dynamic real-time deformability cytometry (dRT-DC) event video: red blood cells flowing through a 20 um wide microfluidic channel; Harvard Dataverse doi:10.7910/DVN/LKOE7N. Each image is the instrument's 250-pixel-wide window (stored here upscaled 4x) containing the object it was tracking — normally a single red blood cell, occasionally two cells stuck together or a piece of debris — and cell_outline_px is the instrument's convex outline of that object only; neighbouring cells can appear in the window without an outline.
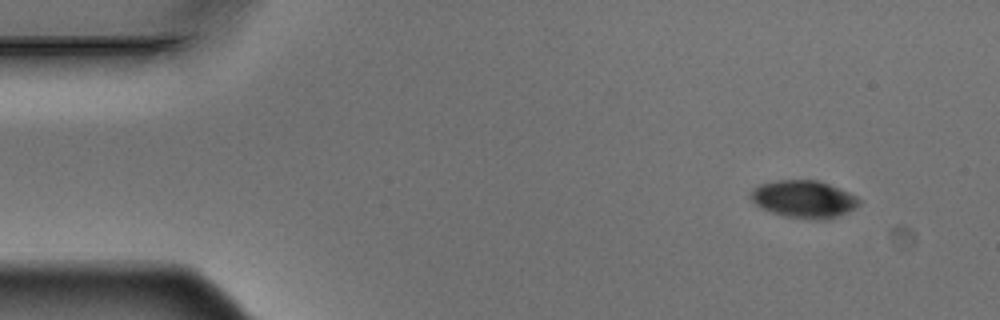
{"species": "Egyptian fruit bat (a non-hibernating species)", "species_latin": "Rousettus aegyptiacus", "temperature_condition": "warm", "stored_images_in_passage": 5, "segment_of_instrument_passage": [2, 2], "camera_frame_rate_fps": 3000, "um_per_image_px": 0.085, "animal": {"sex": "male"}, "frame": {"image": 1, "passage_image": 5, "time_ms": 1.333, "image_size_px": [1000, 320], "cell_outline_px": [[860, 204], [856, 208], [848, 212], [828, 220], [808, 220], [784, 216], [772, 212], [756, 204], [752, 200], [752, 188], [760, 184], [776, 180], [816, 180], [828, 184], [848, 192], [856, 196], [860, 200]], "centroid_in_image_um": [68.36, 16.94], "position_along_channel_um": 16.6, "area_um2": 23.64}}